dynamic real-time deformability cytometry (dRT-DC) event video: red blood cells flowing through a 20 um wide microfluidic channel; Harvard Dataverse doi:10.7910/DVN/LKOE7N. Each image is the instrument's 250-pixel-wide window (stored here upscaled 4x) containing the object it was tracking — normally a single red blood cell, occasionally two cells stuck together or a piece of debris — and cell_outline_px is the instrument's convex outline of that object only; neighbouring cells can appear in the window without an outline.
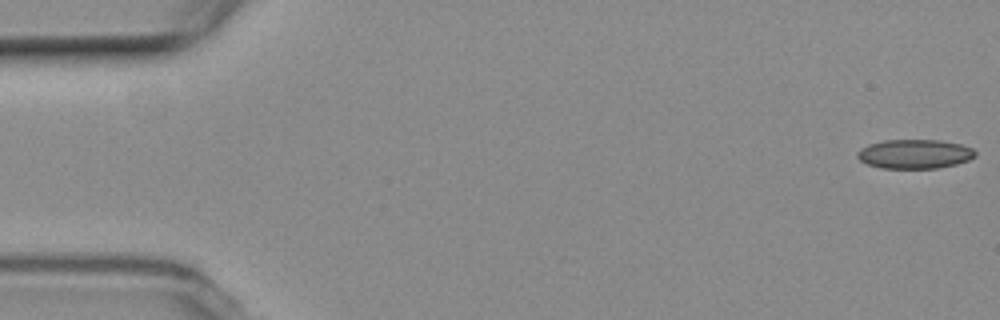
{"species": "common noctule bat (a hibernating species)", "species_latin": "Nyctalus noctula", "temperature_condition": "room temperature", "stored_images_in_passage": 6, "camera_frame_rate_fps": 3000, "um_per_image_px": 0.085, "animal": {"sex": "female", "body_mass_g": 19.3, "forearm_length_mm": 54.1}, "frame": {"image": 1, "passage_image": 1, "time_ms": 0.0, "image_size_px": [1000, 320], "cell_outline_px": [[976, 156], [968, 160], [956, 164], [936, 168], [880, 168], [868, 164], [860, 160], [856, 156], [856, 152], [860, 148], [868, 144], [884, 140], [940, 140], [960, 144], [972, 148], [976, 152]], "centroid_in_image_um": [77.72, 13.08], "position_along_channel_um": 7.3, "area_um2": 20.11}}